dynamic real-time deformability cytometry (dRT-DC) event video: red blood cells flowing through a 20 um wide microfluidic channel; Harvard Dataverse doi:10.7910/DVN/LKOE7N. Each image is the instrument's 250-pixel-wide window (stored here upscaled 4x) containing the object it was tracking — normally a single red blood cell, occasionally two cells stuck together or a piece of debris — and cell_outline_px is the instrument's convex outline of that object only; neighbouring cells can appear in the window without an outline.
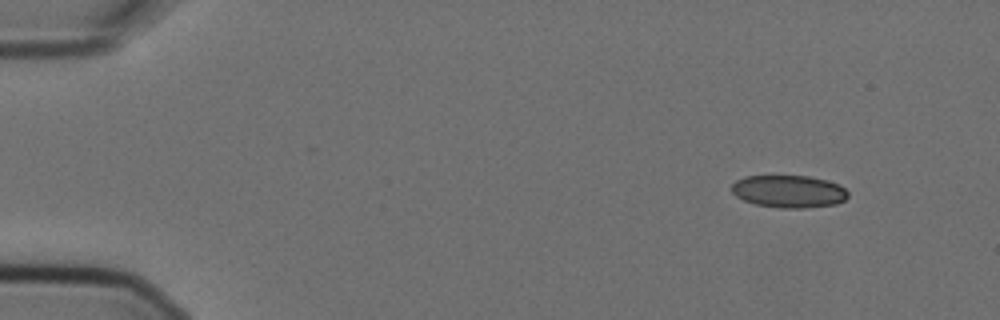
{"species": "Egyptian fruit bat (a non-hibernating species)", "species_latin": "Rousettus aegyptiacus", "temperature_condition": "cold", "stored_images_in_passage": 4, "camera_frame_rate_fps": 3000, "um_per_image_px": 0.085, "animal": {"sex": "female"}, "frame": {"image": 1, "passage_image": 1, "time_ms": 0.0, "image_size_px": [1000, 320], "cell_outline_px": [[848, 196], [844, 200], [836, 204], [804, 208], [780, 208], [756, 204], [744, 200], [736, 196], [732, 192], [732, 184], [736, 180], [744, 176], [808, 176], [828, 180], [840, 184], [848, 192]], "centroid_in_image_um": [67.06, 16.26], "position_along_channel_um": 17.9, "area_um2": 22.08}}
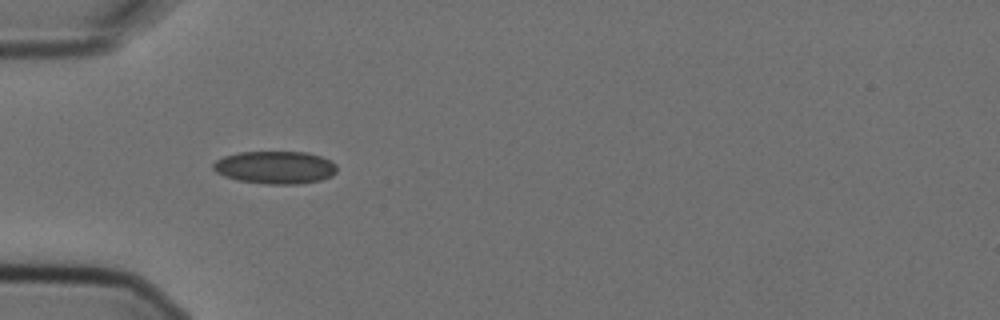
{"frame": {"image": 2, "passage_image": 4, "time_ms": 1.0, "image_size_px": [1000, 320], "cell_outline_px": [[336, 172], [332, 176], [320, 180], [300, 184], [268, 184], [236, 180], [224, 176], [216, 172], [212, 168], [212, 164], [216, 160], [224, 156], [240, 152], [308, 152], [320, 156], [336, 164]], "centroid_in_image_um": [23.37, 14.23], "position_along_channel_um": 61.6, "area_um2": 23.64}}